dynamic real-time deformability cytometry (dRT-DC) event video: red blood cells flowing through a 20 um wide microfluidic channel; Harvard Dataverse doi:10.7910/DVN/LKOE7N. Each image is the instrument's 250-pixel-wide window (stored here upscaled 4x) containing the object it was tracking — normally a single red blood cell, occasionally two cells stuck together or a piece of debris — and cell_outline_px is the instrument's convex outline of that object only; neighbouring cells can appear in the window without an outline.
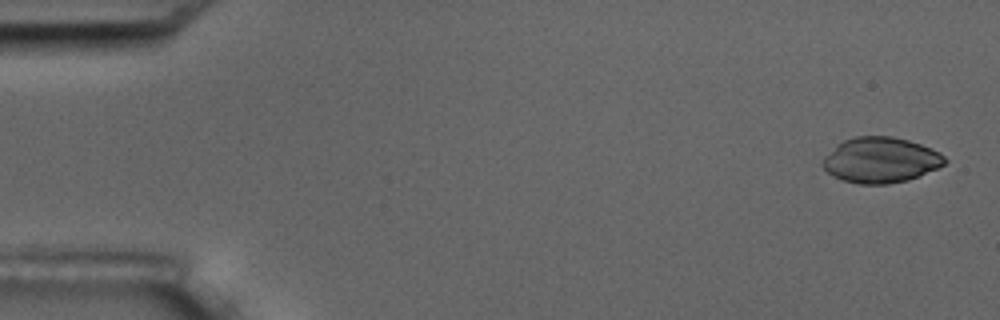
{"species": "common noctule bat (a hibernating species)", "species_latin": "Nyctalus noctula", "temperature_condition": "room temperature", "stored_images_in_passage": 5, "camera_frame_rate_fps": 3000, "um_per_image_px": 0.085, "animal": {"sex": "male", "body_mass_g": 17.5, "forearm_length_mm": 52.3}, "frame": {"image": 1, "passage_image": 1, "time_ms": 0.0, "image_size_px": [1000, 320], "cell_outline_px": [[948, 160], [944, 164], [936, 168], [908, 180], [888, 184], [860, 184], [844, 180], [832, 176], [820, 164], [824, 156], [844, 140], [856, 136], [892, 136], [908, 140], [932, 148], [940, 152]], "centroid_in_image_um": [74.85, 13.6], "position_along_channel_um": 10.2, "area_um2": 32.25}}